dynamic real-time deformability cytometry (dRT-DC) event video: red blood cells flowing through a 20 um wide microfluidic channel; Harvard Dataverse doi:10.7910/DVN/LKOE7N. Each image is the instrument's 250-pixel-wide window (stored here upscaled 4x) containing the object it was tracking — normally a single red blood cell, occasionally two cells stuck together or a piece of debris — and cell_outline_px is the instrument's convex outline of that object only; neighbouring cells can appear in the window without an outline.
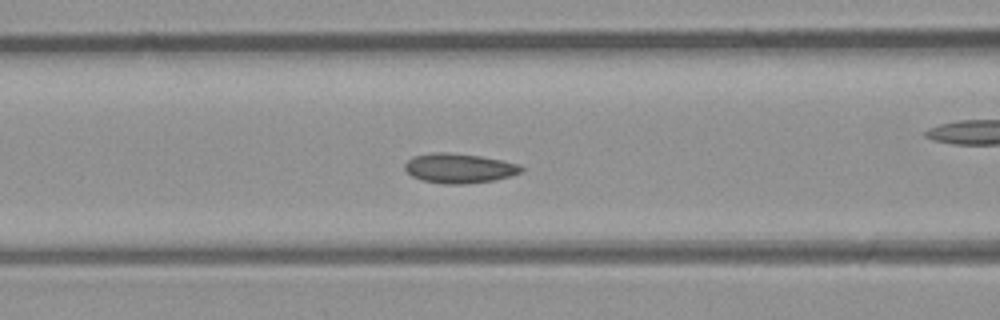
{"species": "common noctule bat (a hibernating species)", "species_latin": "Nyctalus noctula", "temperature_condition": "room temperature", "stored_images_in_passage": 43, "camera_frame_rate_fps": 3000, "um_per_image_px": 0.085, "animal": {"sex": "male", "body_mass_g": 23.1, "forearm_length_mm": 52.7}, "frame": {"image": 1, "passage_image": 14, "time_ms": 4.333, "image_size_px": [1000, 320], "cell_outline_px": [[524, 168], [520, 172], [496, 180], [464, 184], [444, 184], [420, 180], [412, 176], [404, 168], [404, 164], [408, 160], [416, 156], [436, 152], [448, 152], [480, 156], [520, 164]], "centroid_in_image_um": [39.02, 14.31], "position_along_channel_um": 127.6, "area_um2": 20.0}}
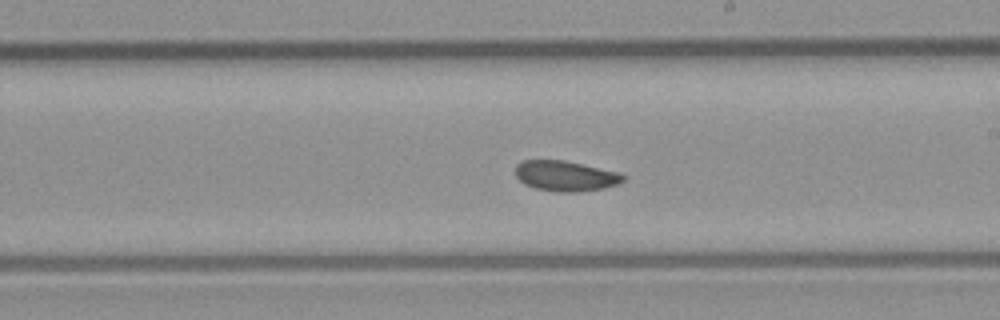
{"frame": {"image": 2, "passage_image": 22, "time_ms": 7.0, "image_size_px": [1000, 320], "cell_outline_px": [[624, 180], [616, 184], [604, 188], [576, 192], [556, 192], [536, 188], [524, 184], [516, 176], [516, 164], [520, 160], [564, 160], [620, 172], [624, 176]], "centroid_in_image_um": [48.05, 14.95], "position_along_channel_um": 241.0, "area_um2": 19.07}}
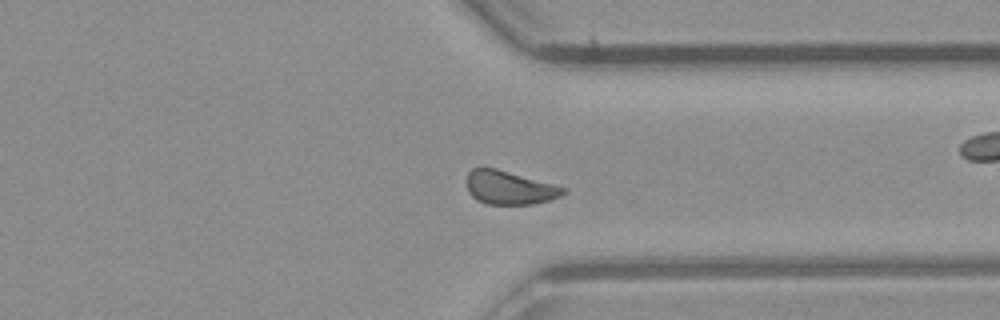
{"frame": {"image": 3, "passage_image": 31, "time_ms": 10.0, "image_size_px": [1000, 320], "cell_outline_px": [[568, 192], [560, 196], [548, 200], [532, 204], [488, 204], [476, 200], [468, 192], [468, 172], [472, 168], [496, 168], [568, 188]], "centroid_in_image_um": [43.33, 15.95], "position_along_channel_um": 368.1, "area_um2": 18.79}, "authors_computed_cell_mechanics": {"area_um2": 19.4208, "velocity_mm_per_s": 4.2553, "shape_relaxation_time_tau1_ms": 6.5714, "shape_relaxation_time_tau2_ms": null, "deformation_change_tau1": 0.0853, "deformation_change_tau2": null}}